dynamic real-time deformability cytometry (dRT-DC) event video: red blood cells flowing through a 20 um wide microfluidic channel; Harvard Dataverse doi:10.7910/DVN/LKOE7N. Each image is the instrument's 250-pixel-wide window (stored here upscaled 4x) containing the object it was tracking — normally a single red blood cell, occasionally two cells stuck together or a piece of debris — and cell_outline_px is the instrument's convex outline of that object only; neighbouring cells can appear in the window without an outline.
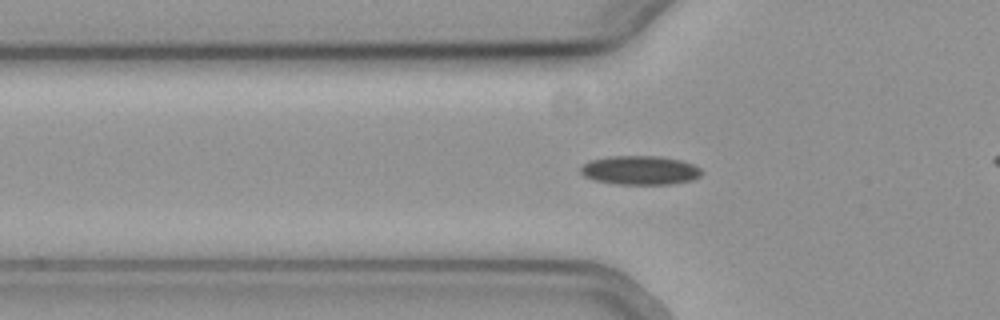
{"species": "common noctule bat (a hibernating species)", "species_latin": "Nyctalus noctula", "temperature_condition": "cold", "stored_images_in_passage": 44, "camera_frame_rate_fps": 3000, "um_per_image_px": 0.085, "animal": {"sex": "female", "body_mass_g": 19.3, "forearm_length_mm": 54.1}, "frame": {"image": 1, "passage_image": 14, "time_ms": 4.333, "image_size_px": [1000, 320], "cell_outline_px": [[704, 172], [700, 176], [692, 180], [672, 184], [616, 184], [592, 180], [584, 176], [580, 172], [580, 168], [588, 160], [612, 156], [660, 156], [680, 160], [692, 164], [700, 168]], "centroid_in_image_um": [54.39, 14.47], "position_along_channel_um": 71.4, "area_um2": 20.58}}
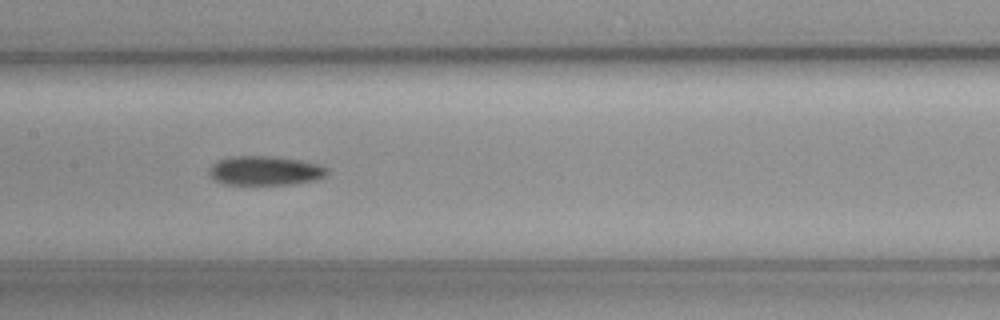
{"frame": {"image": 2, "passage_image": 23, "time_ms": 7.333, "image_size_px": [1000, 320], "cell_outline_px": [[328, 172], [324, 176], [312, 180], [292, 184], [220, 184], [212, 180], [208, 176], [208, 168], [212, 164], [220, 160], [232, 156], [268, 156], [300, 160], [316, 164], [324, 168]], "centroid_in_image_um": [22.41, 14.51], "position_along_channel_um": 185.0, "area_um2": 19.94}}
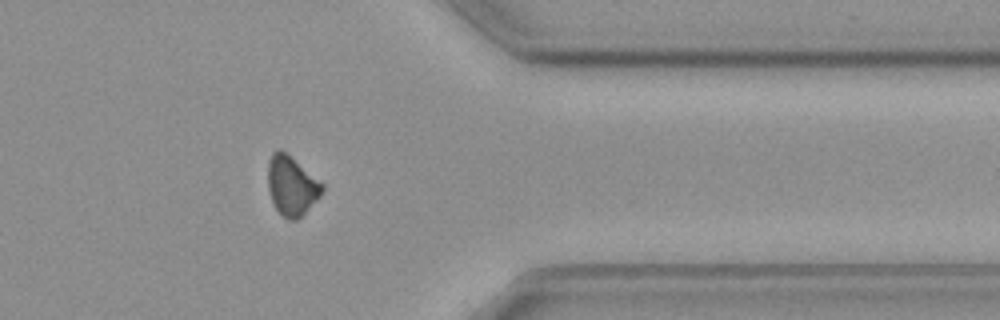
{"frame": {"image": 3, "passage_image": 40, "time_ms": 13.0, "image_size_px": [1000, 320], "cell_outline_px": [[324, 188], [320, 196], [296, 220], [288, 220], [276, 208], [272, 200], [268, 188], [268, 160], [272, 152], [280, 148], [324, 184]], "centroid_in_image_um": [24.77, 15.76], "position_along_channel_um": 386.6, "area_um2": 18.44}, "authors_computed_cell_mechanics": {"area_um2": 19.9699, "velocity_mm_per_s": 3.7977, "shape_relaxation_time_tau1_ms": 5.8423, "shape_relaxation_time_tau2_ms": null, "deformation_change_tau1": 0.0875, "deformation_change_tau2": null}}